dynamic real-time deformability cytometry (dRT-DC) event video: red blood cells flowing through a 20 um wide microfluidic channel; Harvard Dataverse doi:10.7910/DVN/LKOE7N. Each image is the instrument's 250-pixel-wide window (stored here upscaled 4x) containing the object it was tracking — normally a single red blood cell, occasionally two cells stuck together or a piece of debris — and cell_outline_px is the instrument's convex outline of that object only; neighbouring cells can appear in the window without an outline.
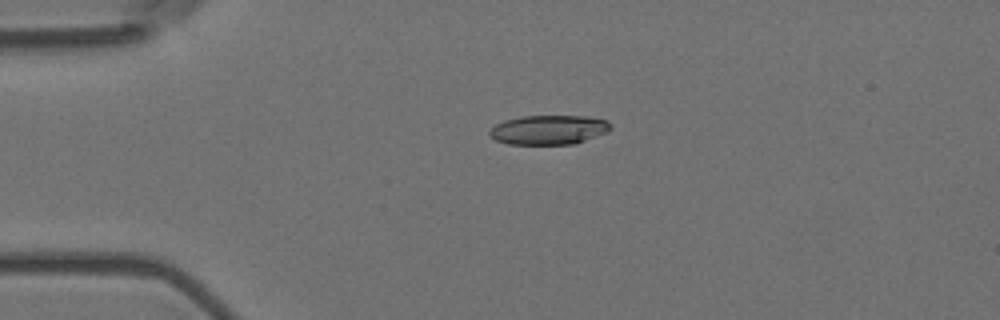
{"species": "Egyptian fruit bat (a non-hibernating species)", "species_latin": "Rousettus aegyptiacus", "temperature_condition": "room temperature", "stored_images_in_passage": 2, "camera_frame_rate_fps": 3000, "um_per_image_px": 0.085, "animal": {"sex": "female"}, "frame": {"image": 1, "passage_image": 1, "time_ms": 0.0, "image_size_px": [1000, 320], "cell_outline_px": [[612, 128], [608, 132], [576, 144], [508, 144], [496, 140], [488, 136], [488, 132], [496, 124], [504, 120], [524, 116], [588, 116], [608, 120], [612, 124]], "centroid_in_image_um": [46.68, 11.03], "position_along_channel_um": 38.3, "area_um2": 20.98}}
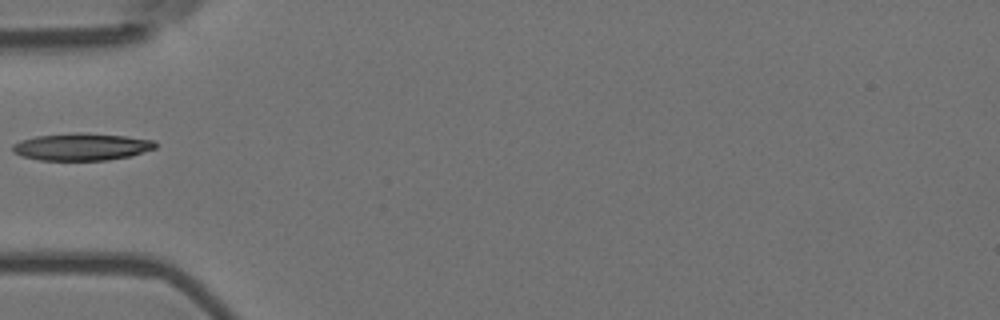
{"frame": {"image": 2, "passage_image": 2, "time_ms": 0.333, "image_size_px": [1000, 320], "cell_outline_px": [[156, 148], [132, 156], [108, 160], [40, 160], [20, 156], [12, 152], [12, 144], [20, 140], [36, 136], [76, 132], [80, 132], [124, 136], [156, 140]], "centroid_in_image_um": [6.93, 12.48], "position_along_channel_um": 78.1, "area_um2": 22.89}}